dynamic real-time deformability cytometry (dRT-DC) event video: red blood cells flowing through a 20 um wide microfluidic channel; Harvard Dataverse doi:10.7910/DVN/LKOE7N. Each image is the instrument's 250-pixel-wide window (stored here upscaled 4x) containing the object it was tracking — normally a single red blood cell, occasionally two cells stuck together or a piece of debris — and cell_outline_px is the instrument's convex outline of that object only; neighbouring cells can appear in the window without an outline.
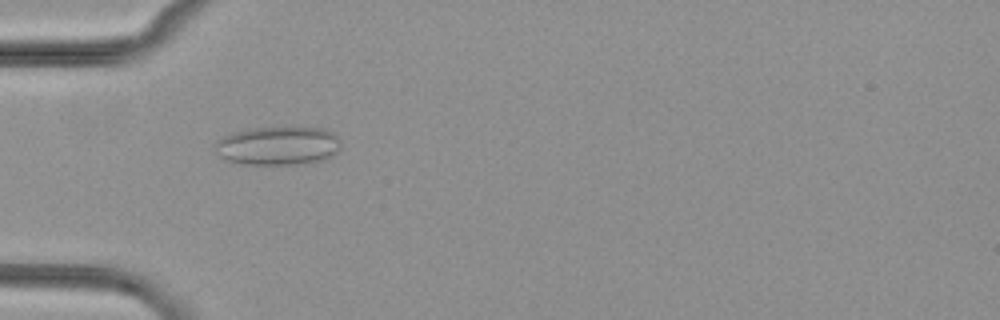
{"species": "common noctule bat (a hibernating species)", "species_latin": "Nyctalus noctula", "temperature_condition": "cold", "stored_images_in_passage": 6, "camera_frame_rate_fps": 3000, "um_per_image_px": 0.085, "animal": {"sex": "female", "body_mass_g": 29.2, "forearm_length_mm": 56.3}, "frame": {"image": 1, "passage_image": 4, "time_ms": 5.0, "image_size_px": [1000, 320], "cell_outline_px": [[340, 148], [332, 156], [324, 160], [296, 164], [240, 164], [228, 160], [220, 156], [212, 148], [216, 140], [232, 132], [244, 128], [328, 128], [340, 140]], "centroid_in_image_um": [23.6, 12.38], "position_along_channel_um": 61.4, "area_um2": 28.55}}